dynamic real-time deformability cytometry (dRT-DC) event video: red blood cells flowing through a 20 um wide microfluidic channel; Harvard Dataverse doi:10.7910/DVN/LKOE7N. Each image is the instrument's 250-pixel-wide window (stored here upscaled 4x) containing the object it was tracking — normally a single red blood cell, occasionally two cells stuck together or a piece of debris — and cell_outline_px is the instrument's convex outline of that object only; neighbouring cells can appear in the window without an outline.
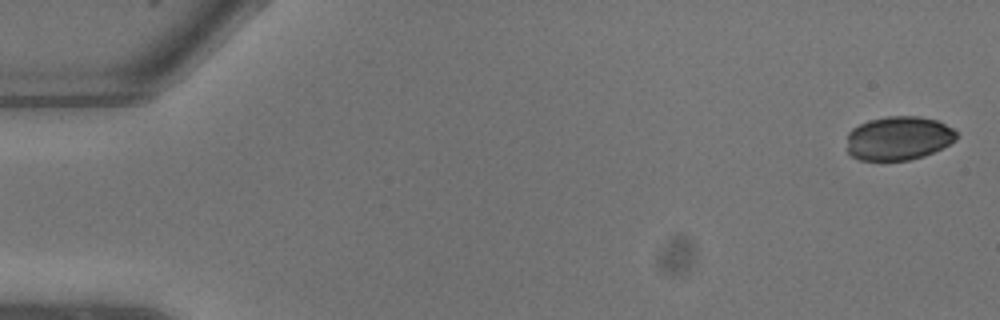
{"species": "common noctule bat (a hibernating species)", "species_latin": "Nyctalus noctula", "temperature_condition": "warm", "stored_images_in_passage": 10, "camera_frame_rate_fps": 3000, "um_per_image_px": 0.085, "animal": {"sex": "male", "body_mass_g": 13.3}, "frame": {"image": 1, "passage_image": 1, "time_ms": 0.0, "image_size_px": [1000, 320], "cell_outline_px": [[956, 140], [924, 156], [908, 160], [860, 160], [852, 156], [848, 152], [848, 132], [852, 128], [868, 120], [888, 116], [920, 116], [936, 120], [952, 128], [956, 132]], "centroid_in_image_um": [76.35, 11.74], "position_along_channel_um": 8.6, "area_um2": 27.86}}
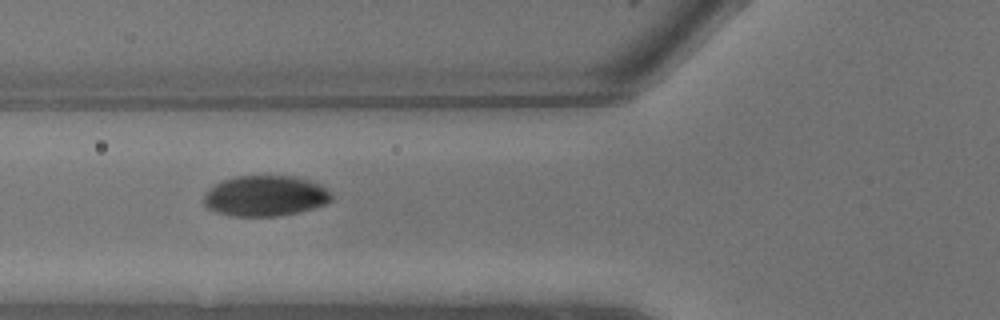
{"frame": {"image": 2, "passage_image": 9, "time_ms": 2.667, "image_size_px": [1000, 320], "cell_outline_px": [[332, 200], [328, 204], [300, 212], [276, 216], [232, 216], [216, 212], [208, 208], [204, 204], [204, 196], [208, 188], [224, 180], [236, 176], [296, 176], [320, 184], [332, 196]], "centroid_in_image_um": [22.55, 16.66], "position_along_channel_um": 103.2, "area_um2": 30.29}}
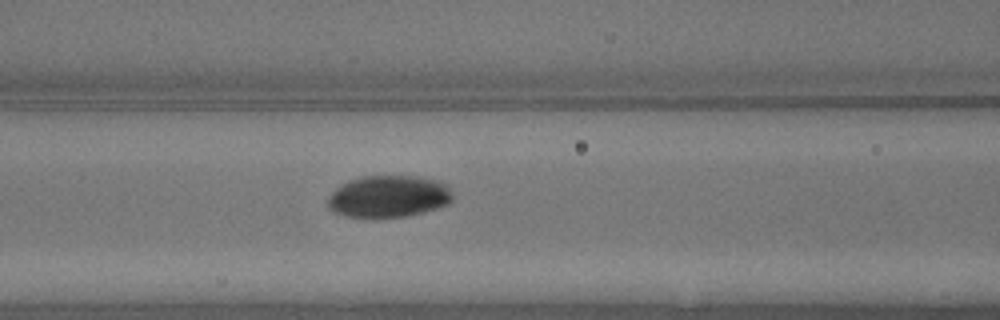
{"frame": {"image": 3, "passage_image": 10, "time_ms": 3.0, "image_size_px": [1000, 320], "cell_outline_px": [[452, 200], [448, 204], [424, 212], [408, 216], [344, 216], [332, 212], [328, 208], [328, 196], [340, 184], [348, 180], [360, 176], [416, 176], [436, 180], [444, 184], [452, 192]], "centroid_in_image_um": [33.0, 16.68], "position_along_channel_um": 133.6, "area_um2": 30.4}}